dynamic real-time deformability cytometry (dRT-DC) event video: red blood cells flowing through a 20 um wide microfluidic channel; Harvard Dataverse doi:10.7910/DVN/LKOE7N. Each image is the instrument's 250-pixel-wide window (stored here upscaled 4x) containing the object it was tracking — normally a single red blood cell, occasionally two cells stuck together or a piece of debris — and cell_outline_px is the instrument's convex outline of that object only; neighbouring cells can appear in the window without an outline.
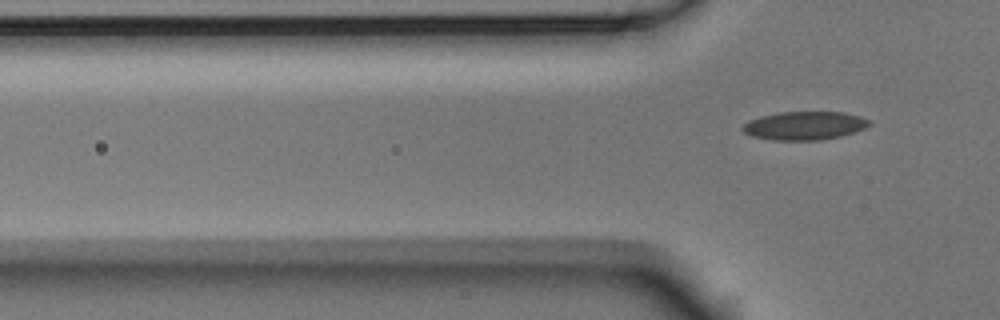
{"species": "Egyptian fruit bat (a non-hibernating species)", "species_latin": "Rousettus aegyptiacus", "temperature_condition": "room temperature", "stored_images_in_passage": 5, "camera_frame_rate_fps": 3000, "um_per_image_px": 0.085, "animal": {"sex": "male"}, "frame": {"image": 1, "passage_image": 5, "time_ms": 1.333, "image_size_px": [1000, 320], "cell_outline_px": [[872, 124], [864, 128], [840, 136], [820, 140], [772, 140], [752, 136], [744, 132], [740, 128], [748, 120], [760, 116], [780, 112], [844, 112], [860, 116], [872, 120]], "centroid_in_image_um": [68.38, 10.67], "position_along_channel_um": 57.4, "area_um2": 21.04}}